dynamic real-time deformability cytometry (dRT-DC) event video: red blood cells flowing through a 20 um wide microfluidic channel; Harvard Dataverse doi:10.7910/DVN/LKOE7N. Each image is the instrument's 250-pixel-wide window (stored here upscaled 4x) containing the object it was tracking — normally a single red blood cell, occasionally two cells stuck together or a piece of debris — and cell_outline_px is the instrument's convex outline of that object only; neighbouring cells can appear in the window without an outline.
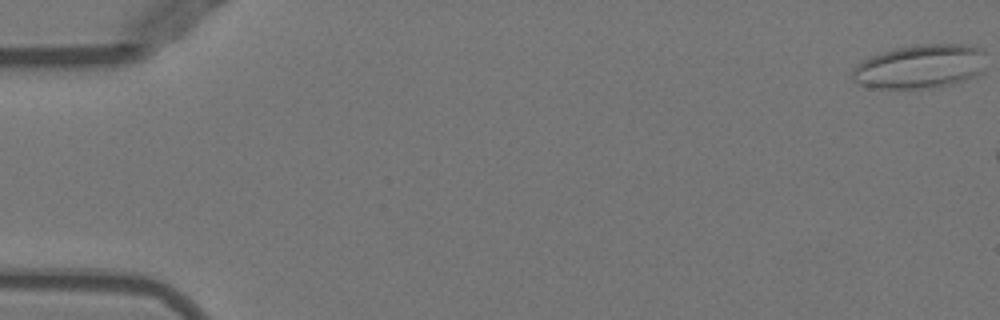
{"species": "Egyptian fruit bat (a non-hibernating species)", "species_latin": "Rousettus aegyptiacus", "temperature_condition": "warm", "stored_images_in_passage": 7, "camera_frame_rate_fps": 3000, "um_per_image_px": 0.085, "animal": {"sex": "female"}, "frame": {"image": 1, "passage_image": 1, "time_ms": 0.0, "image_size_px": [1000, 320], "cell_outline_px": [[984, 72], [976, 76], [952, 84], [932, 88], [880, 88], [856, 84], [852, 80], [852, 68], [856, 64], [872, 56], [896, 48], [916, 44], [972, 44], [984, 48]], "centroid_in_image_um": [78.25, 5.64], "position_along_channel_um": 6.7, "area_um2": 34.62}}